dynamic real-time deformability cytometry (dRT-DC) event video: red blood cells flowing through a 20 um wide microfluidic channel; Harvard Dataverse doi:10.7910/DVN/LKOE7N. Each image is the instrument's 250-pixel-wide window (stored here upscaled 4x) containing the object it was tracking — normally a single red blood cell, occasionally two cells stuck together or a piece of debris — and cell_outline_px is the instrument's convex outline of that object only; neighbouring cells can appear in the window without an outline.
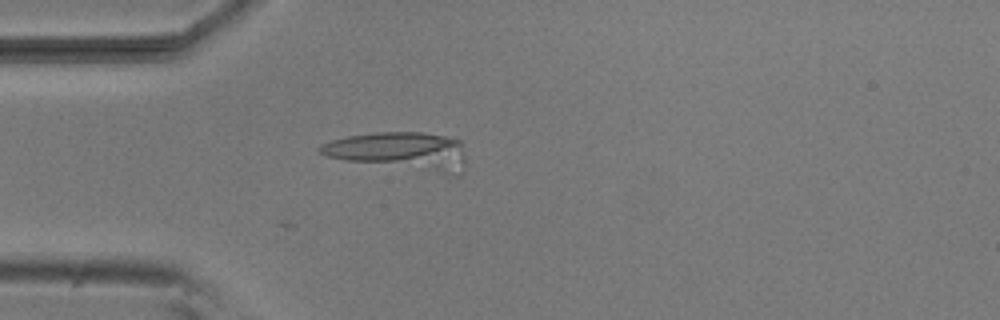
{"species": "common noctule bat (a hibernating species)", "species_latin": "Nyctalus noctula", "temperature_condition": "room temperature", "stored_images_in_passage": 15, "camera_frame_rate_fps": 3000, "um_per_image_px": 0.085, "animal": {"sex": "male", "body_mass_g": 20.5, "forearm_length_mm": 52.5}, "frame": {"image": 1, "passage_image": 15, "time_ms": 4.667, "image_size_px": [1000, 320], "cell_outline_px": [[464, 172], [460, 176], [444, 176], [344, 160], [328, 156], [320, 152], [316, 148], [320, 144], [332, 140], [348, 136], [376, 132], [420, 132], [444, 136], [460, 140], [464, 156]], "centroid_in_image_um": [34.07, 12.89], "position_along_channel_um": 50.9, "area_um2": 33.23}}